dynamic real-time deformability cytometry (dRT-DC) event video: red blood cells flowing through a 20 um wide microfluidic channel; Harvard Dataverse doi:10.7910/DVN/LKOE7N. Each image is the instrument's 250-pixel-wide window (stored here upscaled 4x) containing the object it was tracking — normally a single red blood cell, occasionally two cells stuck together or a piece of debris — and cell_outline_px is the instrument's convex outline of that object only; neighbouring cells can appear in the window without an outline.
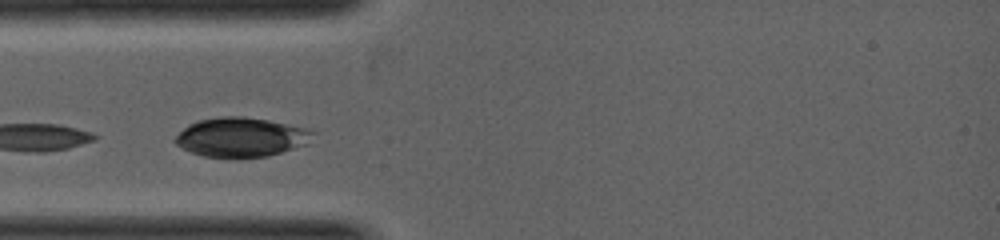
{"species": "common noctule bat (a hibernating species)", "species_latin": "Nyctalus noctula", "temperature_condition": "warm", "stored_images_in_passage": 12, "camera_frame_rate_fps": 5000, "um_per_image_px": 0.085, "animal": {"sex": "female", "body_mass_g": 19.0, "forearm_length_mm": 53.3}, "frame": {"image": 1, "passage_image": 1, "time_ms": 0.0, "image_size_px": [1000, 240], "cell_outline_px": [[316, 132], [304, 144], [268, 156], [204, 156], [192, 152], [176, 144], [172, 140], [188, 124], [196, 120], [220, 116], [244, 116], [268, 120]], "centroid_in_image_um": [20.4, 11.63], "position_along_channel_um": 64.6, "area_um2": 30.63}}